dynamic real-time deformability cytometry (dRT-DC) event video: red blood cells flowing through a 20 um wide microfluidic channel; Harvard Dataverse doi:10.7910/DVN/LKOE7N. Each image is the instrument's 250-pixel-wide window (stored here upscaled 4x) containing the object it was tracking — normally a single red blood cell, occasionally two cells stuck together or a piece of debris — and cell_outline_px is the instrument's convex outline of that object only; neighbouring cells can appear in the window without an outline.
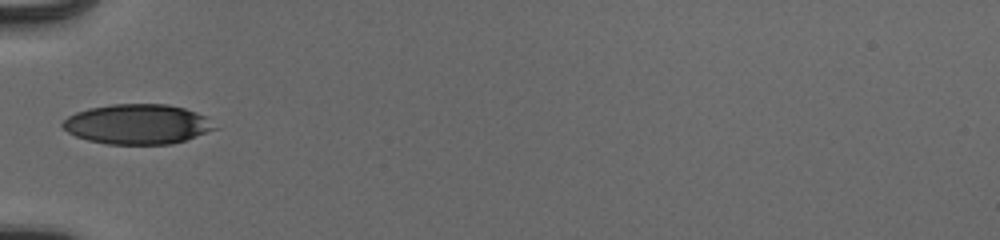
{"species": "human", "species_latin": "Homo sapiens", "temperature_condition": "cold", "stored_images_in_passage": 34, "camera_frame_rate_fps": 3000, "um_per_image_px": 0.085, "donor": {"sex": "male"}, "frame": {"image": 1, "passage_image": 1, "time_ms": 0.0, "image_size_px": [1000, 240], "cell_outline_px": [[216, 128], [196, 136], [172, 144], [108, 144], [88, 140], [76, 136], [68, 132], [60, 124], [68, 116], [76, 112], [88, 108], [112, 104], [168, 104], [184, 108], [196, 112], [204, 116]], "centroid_in_image_um": [11.63, 10.55], "position_along_channel_um": 73.4, "area_um2": 35.08}}
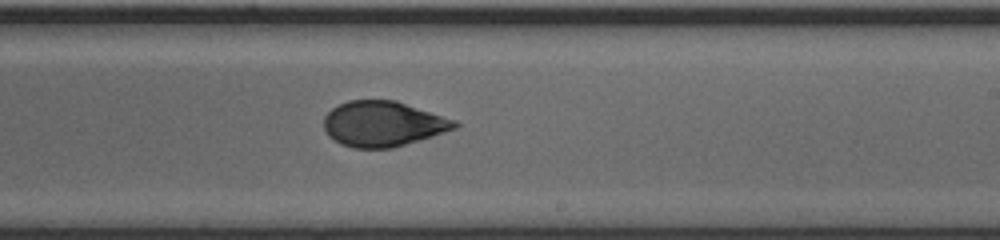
{"frame": {"image": 2, "passage_image": 15, "time_ms": 4.667, "image_size_px": [1000, 240], "cell_outline_px": [[460, 124], [456, 128], [432, 136], [392, 148], [352, 148], [340, 144], [328, 136], [324, 128], [324, 116], [332, 108], [348, 100], [396, 100], [456, 120]], "centroid_in_image_um": [32.54, 10.52], "position_along_channel_um": 256.5, "area_um2": 34.56}}
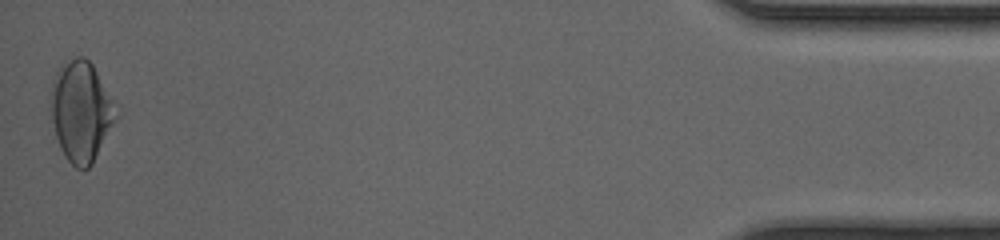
{"frame": {"image": 3, "passage_image": 34, "time_ms": 11.0, "image_size_px": [1000, 240], "cell_outline_px": [[120, 104], [116, 116], [92, 164], [88, 168], [76, 168], [68, 160], [60, 148], [56, 136], [52, 120], [48, 96], [52, 80], [60, 64], [64, 60], [76, 56], [84, 56], [92, 64]], "centroid_in_image_um": [6.88, 9.37], "position_along_channel_um": 428.3, "area_um2": 38.9}, "authors_computed_cell_mechanics": {"area_um2": 34.9112, "velocity_mm_per_s": 3.9589, "shape_relaxation_time_tau1_ms": 4.9394, "shape_relaxation_time_tau2_ms": 1.1468, "deformation_change_tau1": 0.1492, "deformation_change_tau2": 0.0498}}